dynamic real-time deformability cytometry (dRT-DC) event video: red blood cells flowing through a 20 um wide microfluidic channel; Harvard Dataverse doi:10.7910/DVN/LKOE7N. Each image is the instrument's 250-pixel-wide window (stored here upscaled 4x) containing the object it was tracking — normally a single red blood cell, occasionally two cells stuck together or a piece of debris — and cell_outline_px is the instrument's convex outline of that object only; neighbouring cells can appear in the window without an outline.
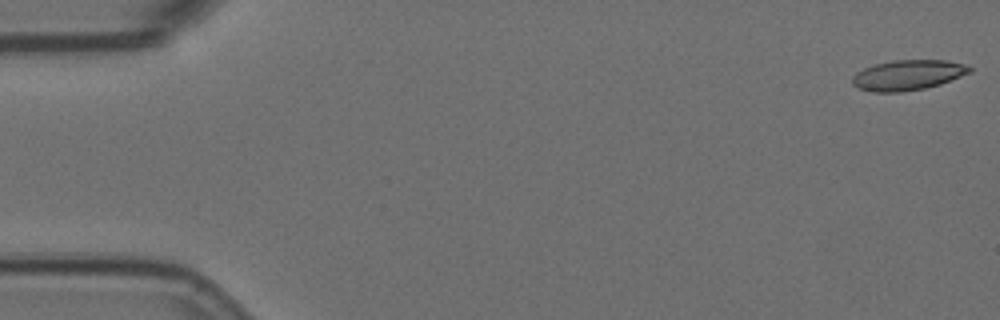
{"species": "Egyptian fruit bat (a non-hibernating species)", "species_latin": "Rousettus aegyptiacus", "temperature_condition": "room temperature", "stored_images_in_passage": 56, "camera_frame_rate_fps": 3000, "um_per_image_px": 0.085, "animal": {"sex": "female"}, "frame": {"image": 1, "passage_image": 1, "time_ms": 0.0, "image_size_px": [1000, 320], "cell_outline_px": [[972, 72], [940, 84], [924, 88], [900, 92], [872, 92], [856, 88], [852, 84], [852, 76], [856, 72], [864, 68], [876, 64], [892, 60], [944, 60], [964, 64], [972, 68]], "centroid_in_image_um": [77.14, 6.38], "position_along_channel_um": 7.9, "area_um2": 20.69}}
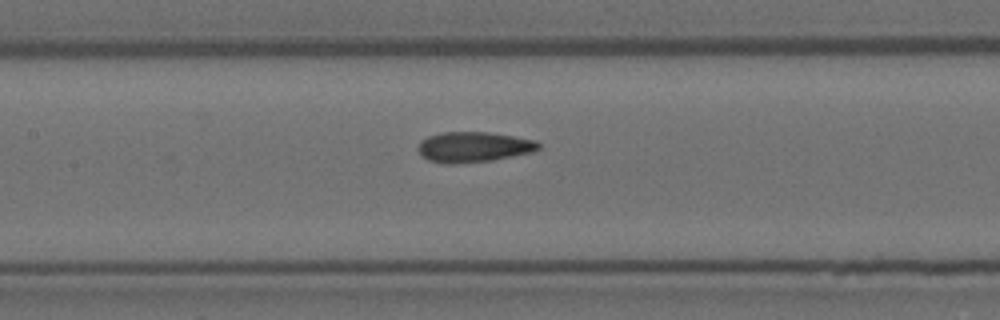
{"frame": {"image": 2, "passage_image": 26, "time_ms": 8.333, "image_size_px": [1000, 320], "cell_outline_px": [[540, 148], [532, 152], [492, 160], [456, 164], [444, 164], [428, 160], [420, 156], [416, 148], [420, 140], [428, 136], [440, 132], [488, 132], [536, 140], [540, 144]], "centroid_in_image_um": [40.19, 12.5], "position_along_channel_um": 167.2, "area_um2": 21.56}}
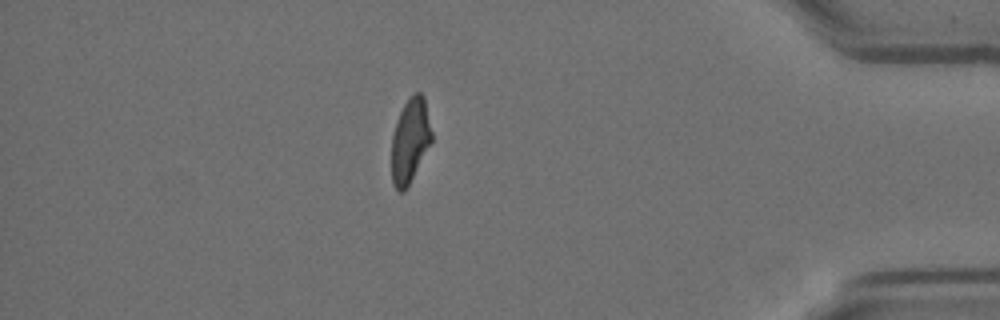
{"frame": {"image": 3, "passage_image": 49, "time_ms": 16.0, "image_size_px": [1000, 320], "cell_outline_px": [[432, 140], [404, 192], [400, 192], [392, 184], [392, 136], [400, 112], [408, 96], [412, 92], [420, 92], [424, 96], [432, 132]], "centroid_in_image_um": [34.86, 11.9], "position_along_channel_um": 400.3, "area_um2": 19.48}, "authors_computed_cell_mechanics": {"area_um2": 21.0681, "velocity_mm_per_s": 3.5828, "shape_relaxation_time_tau1_ms": 7.5495, "shape_relaxation_time_tau2_ms": 1.7394, "deformation_change_tau1": 0.2164, "deformation_change_tau2": 0.0935}}